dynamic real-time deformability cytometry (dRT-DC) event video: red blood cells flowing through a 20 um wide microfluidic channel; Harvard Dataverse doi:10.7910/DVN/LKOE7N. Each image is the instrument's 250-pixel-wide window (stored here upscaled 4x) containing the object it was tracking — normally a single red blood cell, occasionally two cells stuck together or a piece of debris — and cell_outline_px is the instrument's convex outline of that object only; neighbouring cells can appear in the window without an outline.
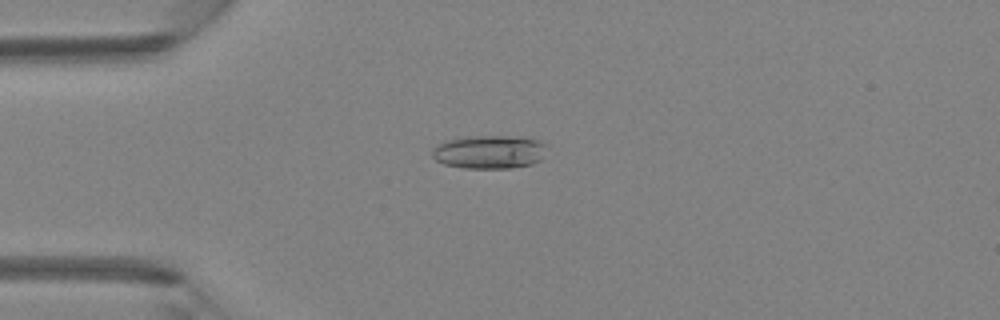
{"species": "Egyptian fruit bat (a non-hibernating species)", "species_latin": "Rousettus aegyptiacus", "temperature_condition": "room temperature", "stored_images_in_passage": 2, "camera_frame_rate_fps": 3000, "um_per_image_px": 0.085, "animal": {"sex": "female"}, "frame": {"image": 1, "passage_image": 1, "time_ms": 0.0, "image_size_px": [1000, 320], "cell_outline_px": [[548, 144], [540, 160], [532, 164], [512, 168], [464, 168], [444, 164], [436, 160], [432, 156], [432, 148], [448, 140], [468, 136], [508, 136], [540, 140]], "centroid_in_image_um": [41.61, 12.92], "position_along_channel_um": 43.4, "area_um2": 22.31}}